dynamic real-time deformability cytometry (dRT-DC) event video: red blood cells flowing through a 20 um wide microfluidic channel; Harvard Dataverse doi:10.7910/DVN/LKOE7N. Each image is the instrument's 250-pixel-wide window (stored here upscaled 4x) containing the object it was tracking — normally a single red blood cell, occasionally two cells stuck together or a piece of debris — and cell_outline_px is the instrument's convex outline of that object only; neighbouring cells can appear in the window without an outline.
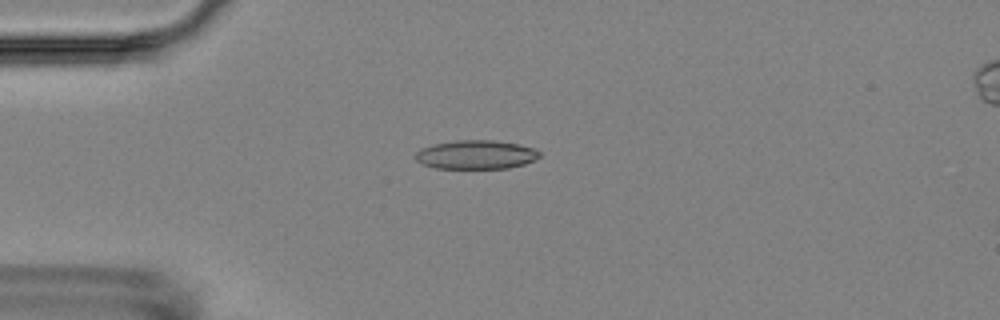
{"species": "Egyptian fruit bat (a non-hibernating species)", "species_latin": "Rousettus aegyptiacus", "temperature_condition": "room temperature", "stored_images_in_passage": 9, "camera_frame_rate_fps": 3000, "um_per_image_px": 0.085, "animal": {"sex": "female"}, "frame": {"image": 1, "passage_image": 4, "time_ms": 3.333, "image_size_px": [1000, 320], "cell_outline_px": [[540, 156], [524, 164], [508, 168], [436, 168], [420, 164], [416, 160], [416, 152], [420, 148], [436, 144], [456, 140], [492, 140], [516, 144], [532, 148], [540, 152]], "centroid_in_image_um": [40.42, 13.15], "position_along_channel_um": 44.6, "area_um2": 20.63}}
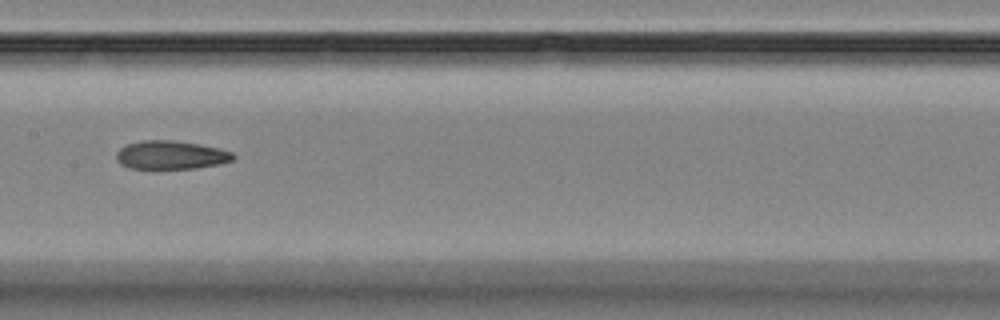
{"frame": {"image": 2, "passage_image": 8, "time_ms": 8.0, "image_size_px": [1000, 320], "cell_outline_px": [[236, 156], [232, 160], [220, 164], [196, 168], [128, 168], [120, 164], [116, 160], [116, 152], [120, 148], [128, 144], [144, 140], [172, 140], [200, 144], [232, 152]], "centroid_in_image_um": [14.51, 13.17], "position_along_channel_um": 192.9, "area_um2": 19.31}}
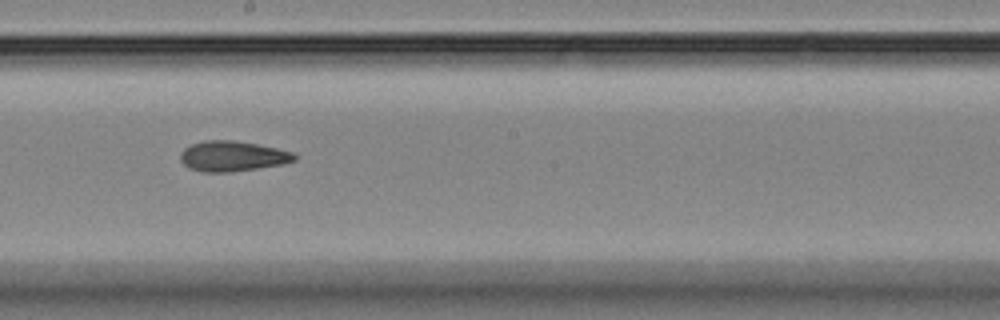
{"frame": {"image": 3, "passage_image": 9, "time_ms": 9.0, "image_size_px": [1000, 320], "cell_outline_px": [[296, 160], [284, 164], [232, 172], [204, 172], [188, 168], [180, 160], [180, 152], [184, 148], [192, 144], [204, 140], [232, 140], [256, 144], [276, 148], [292, 152], [296, 156]], "centroid_in_image_um": [19.74, 13.28], "position_along_channel_um": 228.5, "area_um2": 20.17}}